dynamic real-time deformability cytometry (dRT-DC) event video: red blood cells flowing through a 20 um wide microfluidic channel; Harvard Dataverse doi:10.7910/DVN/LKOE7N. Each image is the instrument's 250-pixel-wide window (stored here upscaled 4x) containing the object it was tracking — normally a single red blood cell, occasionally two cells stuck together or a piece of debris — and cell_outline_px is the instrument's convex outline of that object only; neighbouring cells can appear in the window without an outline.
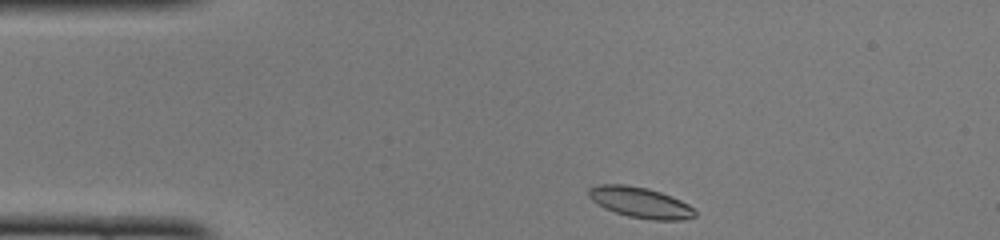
{"species": "common noctule bat (a hibernating species)", "species_latin": "Nyctalus noctula", "temperature_condition": "cold", "stored_images_in_passage": 41, "camera_frame_rate_fps": 3000, "um_per_image_px": 0.085, "animal": {"sex": "female", "body_mass_g": 22.0, "forearm_length_mm": 56.7}, "frame": {"image": 1, "passage_image": 1, "time_ms": 0.0, "image_size_px": [1000, 240], "cell_outline_px": [[696, 216], [684, 220], [652, 220], [628, 216], [604, 208], [592, 200], [588, 196], [588, 188], [600, 184], [624, 184], [648, 188], [672, 196], [688, 204], [696, 212]], "centroid_in_image_um": [54.42, 17.21], "position_along_channel_um": 30.6, "area_um2": 19.02}}
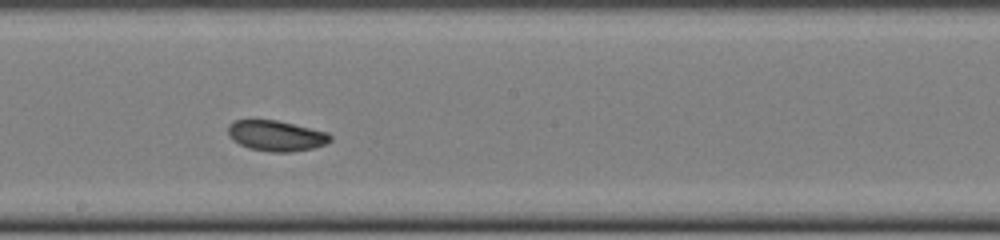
{"frame": {"image": 2, "passage_image": 19, "time_ms": 6.0, "image_size_px": [1000, 240], "cell_outline_px": [[332, 140], [324, 144], [312, 148], [292, 152], [272, 152], [248, 148], [232, 140], [228, 136], [228, 124], [232, 120], [276, 120], [328, 132], [332, 136]], "centroid_in_image_um": [23.45, 11.54], "position_along_channel_um": 224.7, "area_um2": 18.26}}
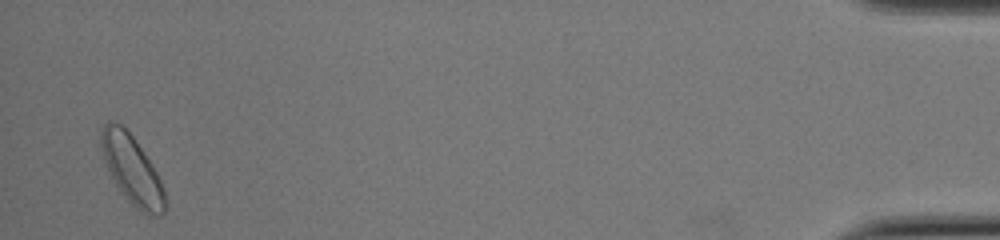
{"frame": {"image": 3, "passage_image": 40, "time_ms": 13.0, "image_size_px": [1000, 240], "cell_outline_px": [[164, 212], [160, 216], [148, 216], [136, 208], [120, 192], [104, 160], [100, 148], [100, 132], [104, 124], [108, 120], [112, 120], [120, 124], [132, 136], [144, 152], [152, 164], [160, 180], [164, 192]], "centroid_in_image_um": [11.19, 14.42], "position_along_channel_um": 424.0, "area_um2": 25.26}, "authors_computed_cell_mechanics": {"area_um2": 18.6116, "velocity_mm_per_s": 4.0523, "shape_relaxation_time_tau1_ms": 2.0474, "shape_relaxation_time_tau2_ms": 3.2262, "deformation_change_tau1": 0.1041, "deformation_change_tau2": 0.0785}}